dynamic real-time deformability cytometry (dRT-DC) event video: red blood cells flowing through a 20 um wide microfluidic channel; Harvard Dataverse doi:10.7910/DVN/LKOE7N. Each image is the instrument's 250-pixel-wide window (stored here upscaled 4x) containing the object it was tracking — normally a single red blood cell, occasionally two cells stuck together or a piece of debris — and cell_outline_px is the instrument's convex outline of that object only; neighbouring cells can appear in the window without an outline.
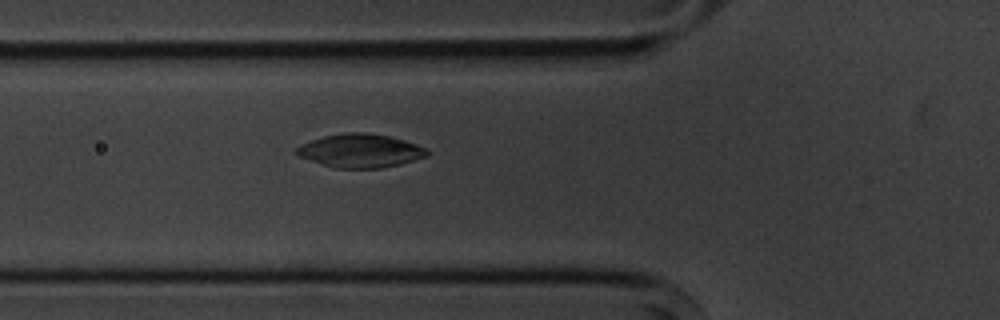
{"species": "common noctule bat (a hibernating species)", "species_latin": "Nyctalus noctula", "temperature_condition": "cold", "stored_images_in_passage": 6, "camera_frame_rate_fps": 3000, "um_per_image_px": 0.085, "animal": {"sex": "male", "body_mass_g": 20.1, "forearm_length_mm": 53.5}, "frame": {"image": 1, "passage_image": 6, "time_ms": 5.667, "image_size_px": [1000, 320], "cell_outline_px": [[432, 152], [428, 156], [400, 164], [380, 168], [336, 168], [300, 156], [292, 152], [300, 144], [324, 136], [348, 132], [364, 132], [388, 136], [404, 140], [428, 148]], "centroid_in_image_um": [30.67, 12.81], "position_along_channel_um": 95.1, "area_um2": 25.43}}